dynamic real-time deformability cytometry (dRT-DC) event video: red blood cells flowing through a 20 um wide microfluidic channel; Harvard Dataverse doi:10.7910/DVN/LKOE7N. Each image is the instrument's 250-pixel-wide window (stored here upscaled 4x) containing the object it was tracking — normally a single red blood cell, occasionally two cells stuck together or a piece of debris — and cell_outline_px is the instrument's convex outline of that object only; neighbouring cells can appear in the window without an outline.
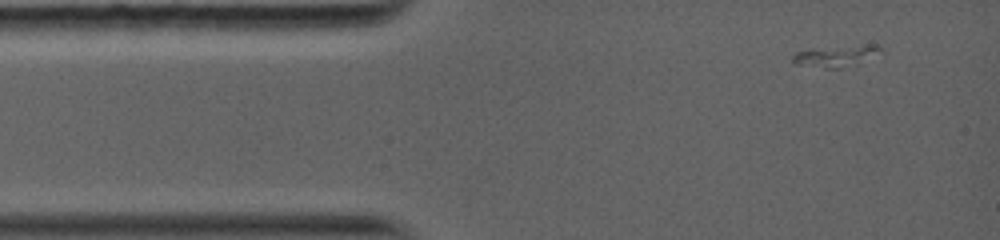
{"species": "common noctule bat (a hibernating species)", "species_latin": "Nyctalus noctula", "temperature_condition": "warm", "stored_images_in_passage": 2, "camera_frame_rate_fps": 5000, "um_per_image_px": 0.085, "animal": {"sex": "female", "body_mass_g": 19.0, "forearm_length_mm": 56.7}, "frame": {"image": 1, "passage_image": 1, "time_ms": 0.0, "image_size_px": [1000, 240], "cell_outline_px": [[884, 52], [840, 68], [828, 68], [796, 64], [792, 60], [792, 56], [796, 52], [864, 44], [872, 44], [884, 48]], "centroid_in_image_um": [71.11, 4.75], "position_along_channel_um": 13.9, "area_um2": 10.35}}